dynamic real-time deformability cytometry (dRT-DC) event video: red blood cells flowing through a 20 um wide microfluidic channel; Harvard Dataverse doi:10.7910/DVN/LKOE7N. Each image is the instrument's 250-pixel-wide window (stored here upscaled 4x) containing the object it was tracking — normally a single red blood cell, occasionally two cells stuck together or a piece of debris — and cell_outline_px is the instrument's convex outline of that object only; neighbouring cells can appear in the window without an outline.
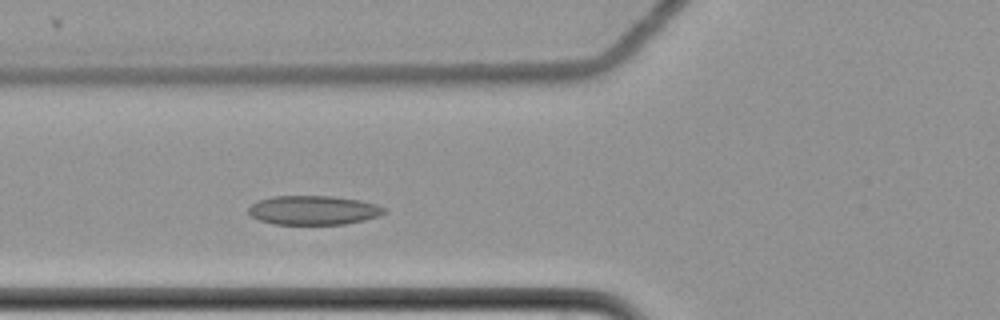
{"species": "common noctule bat (a hibernating species)", "species_latin": "Nyctalus noctula", "temperature_condition": "cold", "stored_images_in_passage": 51, "camera_frame_rate_fps": 3000, "um_per_image_px": 0.085, "animal": {"sex": "female", "body_mass_g": 22.7, "forearm_length_mm": 54.2}, "frame": {"image": 1, "passage_image": 14, "time_ms": 4.333, "image_size_px": [1000, 320], "cell_outline_px": [[388, 212], [364, 220], [344, 224], [272, 224], [260, 220], [252, 216], [248, 212], [248, 208], [256, 200], [272, 196], [332, 196], [360, 200], [376, 204], [388, 208]], "centroid_in_image_um": [26.65, 17.86], "position_along_channel_um": 99.2, "area_um2": 23.18}}
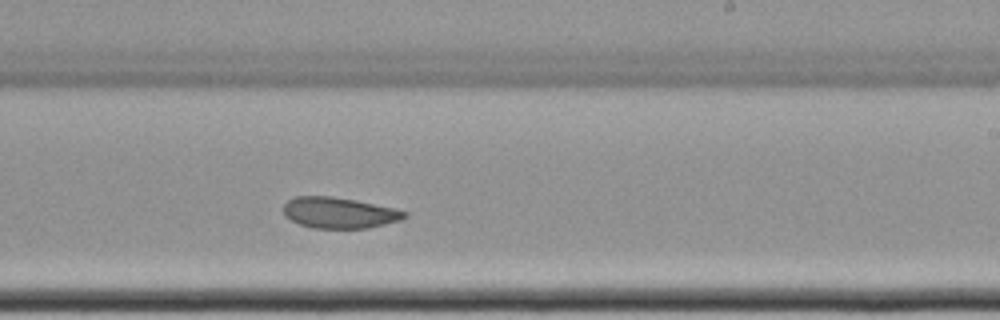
{"frame": {"image": 2, "passage_image": 28, "time_ms": 9.0, "image_size_px": [1000, 320], "cell_outline_px": [[408, 216], [400, 220], [368, 228], [312, 228], [300, 224], [284, 216], [284, 204], [288, 200], [296, 196], [332, 196], [356, 200], [396, 208], [408, 212]], "centroid_in_image_um": [28.85, 18.08], "position_along_channel_um": 260.2, "area_um2": 21.91}}
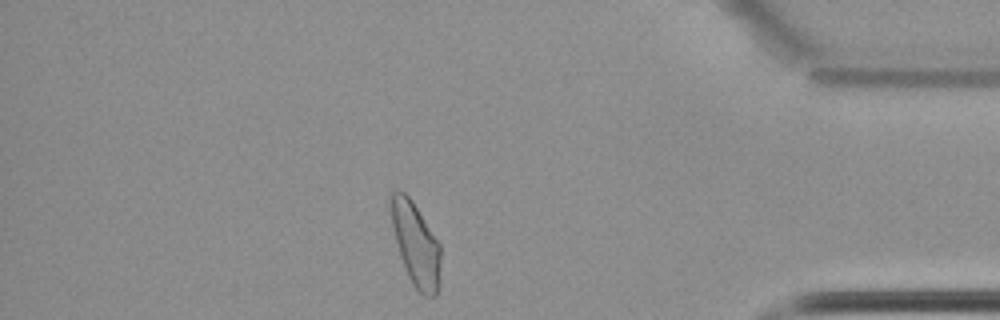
{"frame": {"image": 3, "passage_image": 43, "time_ms": 14.0, "image_size_px": [1000, 320], "cell_outline_px": [[440, 288], [436, 296], [424, 296], [412, 284], [408, 276], [400, 256], [396, 244], [392, 224], [388, 200], [392, 192], [396, 188], [404, 192], [412, 200], [440, 244]], "centroid_in_image_um": [35.33, 20.75], "position_along_channel_um": 399.9, "area_um2": 24.45}, "authors_computed_cell_mechanics": {"area_um2": 23.5824, "velocity_mm_per_s": 3.4553, "shape_relaxation_time_tau1_ms": null, "shape_relaxation_time_tau2_ms": 3.2582, "deformation_change_tau1": null, "deformation_change_tau2": 0.0802}}